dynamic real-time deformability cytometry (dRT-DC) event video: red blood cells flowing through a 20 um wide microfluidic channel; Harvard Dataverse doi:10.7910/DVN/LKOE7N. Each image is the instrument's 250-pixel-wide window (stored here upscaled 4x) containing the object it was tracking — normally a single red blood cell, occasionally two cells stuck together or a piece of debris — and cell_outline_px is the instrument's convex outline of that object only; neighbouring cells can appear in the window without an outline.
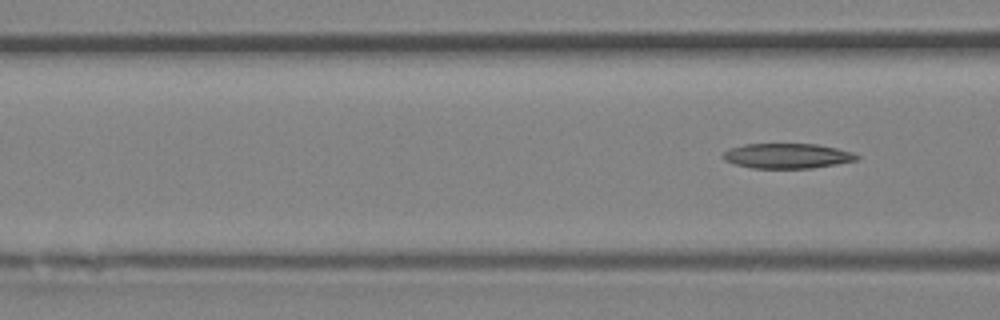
{"species": "Egyptian fruit bat (a non-hibernating species)", "species_latin": "Rousettus aegyptiacus", "temperature_condition": "room temperature", "stored_images_in_passage": 6, "segment_of_instrument_passage": [2, 2], "camera_frame_rate_fps": 3000, "um_per_image_px": 0.085, "animal": {"sex": "female"}, "frame": {"image": 1, "passage_image": 6, "time_ms": 1.667, "image_size_px": [1000, 320], "cell_outline_px": [[860, 160], [812, 168], [752, 168], [736, 164], [724, 160], [720, 156], [724, 152], [732, 148], [744, 144], [816, 144], [836, 148], [852, 152], [860, 156]], "centroid_in_image_um": [66.93, 13.25], "position_along_channel_um": 99.7, "area_um2": 19.48}}